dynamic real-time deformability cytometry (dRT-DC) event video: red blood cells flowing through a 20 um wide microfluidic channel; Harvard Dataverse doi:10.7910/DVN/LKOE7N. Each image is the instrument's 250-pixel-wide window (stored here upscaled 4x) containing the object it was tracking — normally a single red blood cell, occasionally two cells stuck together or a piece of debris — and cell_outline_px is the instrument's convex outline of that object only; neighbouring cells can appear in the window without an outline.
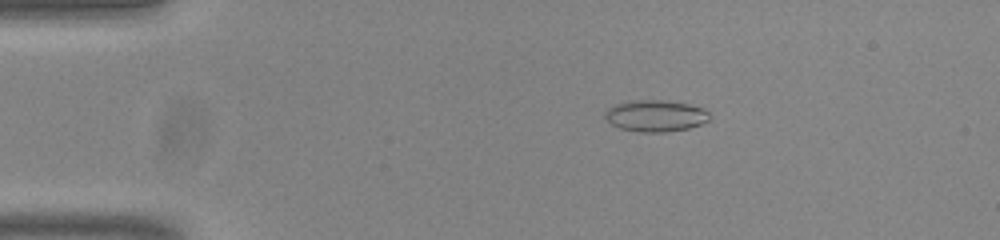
{"species": "common noctule bat (a hibernating species)", "species_latin": "Nyctalus noctula", "temperature_condition": "room temperature", "stored_images_in_passage": 45, "camera_frame_rate_fps": 3000, "um_per_image_px": 0.085, "animal": {"sex": "male", "body_mass_g": 20.0, "forearm_length_mm": 53.3}, "frame": {"image": 1, "passage_image": 1, "time_ms": 0.0, "image_size_px": [1000, 240], "cell_outline_px": [[712, 120], [688, 128], [664, 132], [640, 132], [620, 128], [612, 124], [604, 116], [604, 112], [608, 108], [616, 104], [632, 100], [660, 100], [688, 104], [704, 108], [712, 116]], "centroid_in_image_um": [55.75, 9.84], "position_along_channel_um": 29.2, "area_um2": 19.25}}
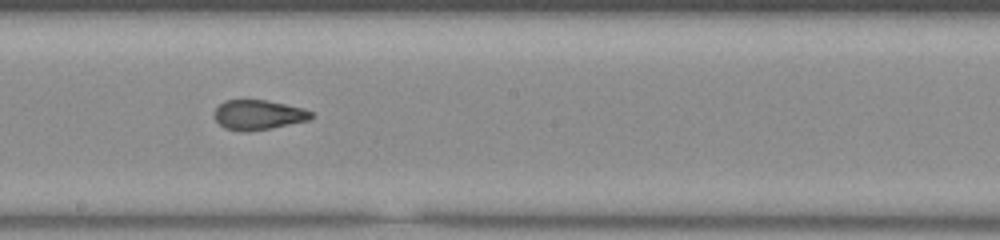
{"frame": {"image": 2, "passage_image": 21, "time_ms": 6.667, "image_size_px": [1000, 240], "cell_outline_px": [[312, 116], [308, 120], [272, 128], [248, 132], [240, 132], [224, 128], [216, 120], [216, 108], [224, 100], [264, 100], [304, 108], [312, 112]], "centroid_in_image_um": [21.95, 9.77], "position_along_channel_um": 226.2, "area_um2": 16.7}}
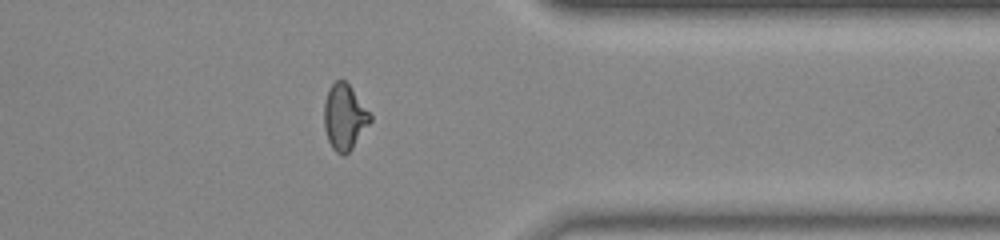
{"frame": {"image": 3, "passage_image": 34, "time_ms": 11.0, "image_size_px": [1000, 240], "cell_outline_px": [[372, 120], [352, 148], [344, 156], [336, 152], [332, 148], [328, 140], [324, 128], [324, 104], [328, 88], [336, 80], [344, 80], [348, 84], [372, 116]], "centroid_in_image_um": [29.26, 9.96], "position_along_channel_um": 382.1, "area_um2": 17.46}, "authors_computed_cell_mechanics": {"area_um2": 17.5712, "velocity_mm_per_s": 3.8368, "shape_relaxation_time_tau1_ms": 6.4202, "shape_relaxation_time_tau2_ms": 1.1409, "deformation_change_tau1": 0.2245, "deformation_change_tau2": 0.0699}}